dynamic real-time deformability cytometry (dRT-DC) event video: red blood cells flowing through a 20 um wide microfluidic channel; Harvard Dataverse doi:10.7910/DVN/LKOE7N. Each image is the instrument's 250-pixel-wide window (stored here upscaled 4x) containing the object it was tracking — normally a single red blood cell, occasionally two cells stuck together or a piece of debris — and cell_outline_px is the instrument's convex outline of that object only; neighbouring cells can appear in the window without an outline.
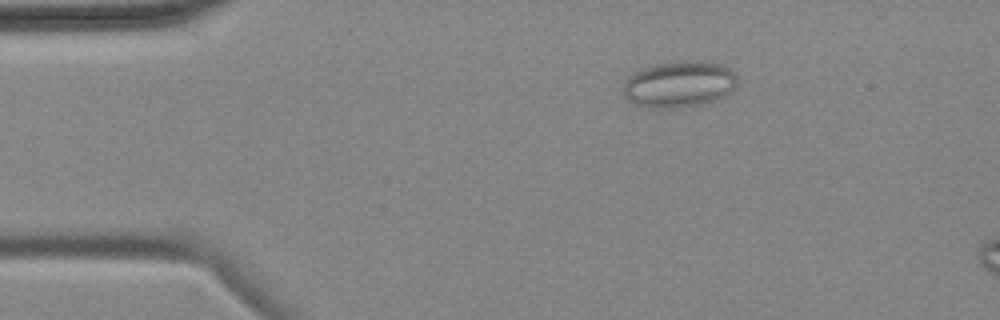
{"species": "common noctule bat (a hibernating species)", "species_latin": "Nyctalus noctula", "temperature_condition": "cold", "stored_images_in_passage": 5, "camera_frame_rate_fps": 3000, "um_per_image_px": 0.085, "animal": {"sex": "female", "body_mass_g": 18.4}, "frame": {"image": 1, "passage_image": 3, "time_ms": 2.0, "image_size_px": [1000, 320], "cell_outline_px": [[736, 88], [732, 92], [724, 96], [712, 100], [696, 104], [672, 108], [656, 108], [636, 104], [628, 100], [620, 92], [624, 80], [632, 72], [640, 68], [656, 64], [684, 60], [700, 60], [720, 64], [728, 68], [736, 76]], "centroid_in_image_um": [57.67, 7.13], "position_along_channel_um": 27.3, "area_um2": 30.98}}